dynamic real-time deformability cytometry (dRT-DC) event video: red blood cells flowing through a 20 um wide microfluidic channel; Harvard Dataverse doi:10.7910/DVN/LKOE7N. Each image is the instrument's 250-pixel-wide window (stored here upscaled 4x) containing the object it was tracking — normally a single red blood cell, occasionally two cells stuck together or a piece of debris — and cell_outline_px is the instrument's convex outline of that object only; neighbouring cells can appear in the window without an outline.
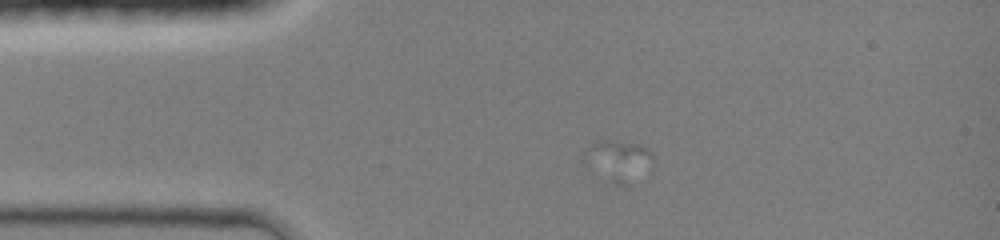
{"species": "common noctule bat (a hibernating species)", "species_latin": "Nyctalus noctula", "temperature_condition": "room temperature", "stored_images_in_passage": 8, "camera_frame_rate_fps": 3000, "um_per_image_px": 0.085, "animal": {"sex": "female", "body_mass_g": 19.0, "forearm_length_mm": 51.5}, "frame": {"image": 1, "passage_image": 4, "time_ms": 1.0, "image_size_px": [1000, 240], "cell_outline_px": [[652, 160], [588, 168], [584, 164], [584, 152], [592, 144], [604, 140], [612, 140], [640, 144], [648, 148], [652, 152]], "centroid_in_image_um": [52.3, 13.06], "position_along_channel_um": 32.7, "area_um2": 10.17}}